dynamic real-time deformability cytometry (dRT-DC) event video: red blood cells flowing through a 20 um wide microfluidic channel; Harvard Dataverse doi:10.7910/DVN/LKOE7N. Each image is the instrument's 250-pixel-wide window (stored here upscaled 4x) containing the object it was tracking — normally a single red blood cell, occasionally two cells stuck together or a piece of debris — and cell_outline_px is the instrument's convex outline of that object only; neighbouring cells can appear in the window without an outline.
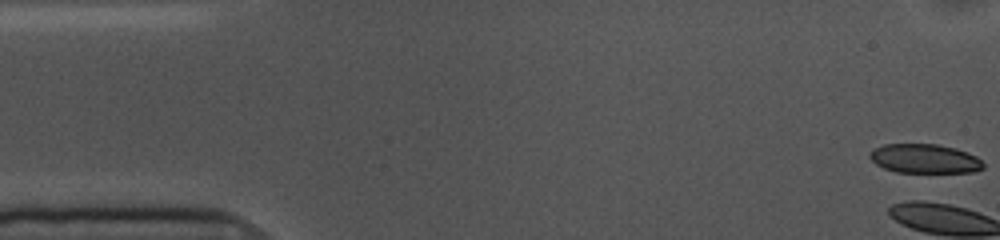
{"species": "common noctule bat (a hibernating species)", "species_latin": "Nyctalus noctula", "temperature_condition": "cold", "stored_images_in_passage": 55, "camera_frame_rate_fps": 3000, "um_per_image_px": 0.085, "animal": {"sex": "female", "body_mass_g": 10.0, "forearm_length_mm": 53.1}, "frame": {"image": 1, "passage_image": 1, "time_ms": 0.0, "image_size_px": [1000, 240], "cell_outline_px": [[984, 168], [972, 172], [896, 172], [884, 168], [876, 164], [868, 156], [876, 148], [884, 144], [936, 144], [956, 148], [968, 152], [976, 156], [984, 164]], "centroid_in_image_um": [78.62, 13.48], "position_along_channel_um": 6.4, "area_um2": 19.19}}
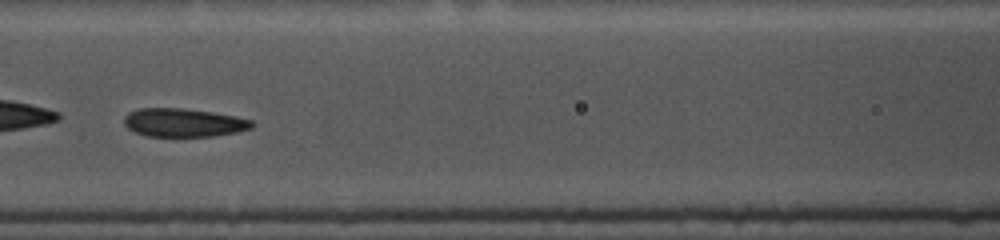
{"frame": {"image": 2, "passage_image": 24, "time_ms": 7.667, "image_size_px": [1000, 240], "cell_outline_px": [[256, 124], [252, 128], [236, 132], [216, 136], [148, 136], [136, 132], [128, 128], [124, 124], [124, 116], [128, 112], [140, 108], [184, 108], [212, 112], [236, 116], [252, 120]], "centroid_in_image_um": [15.63, 10.42], "position_along_channel_um": 151.0, "area_um2": 21.27}, "authors_computed_cell_mechanics": {"area_um2": 22.0218, "velocity_mm_per_s": 3.5658, "shape_relaxation_time_tau1_ms": null, "shape_relaxation_time_tau2_ms": 2.0308, "deformation_change_tau1": null, "deformation_change_tau2": 0.0868}}